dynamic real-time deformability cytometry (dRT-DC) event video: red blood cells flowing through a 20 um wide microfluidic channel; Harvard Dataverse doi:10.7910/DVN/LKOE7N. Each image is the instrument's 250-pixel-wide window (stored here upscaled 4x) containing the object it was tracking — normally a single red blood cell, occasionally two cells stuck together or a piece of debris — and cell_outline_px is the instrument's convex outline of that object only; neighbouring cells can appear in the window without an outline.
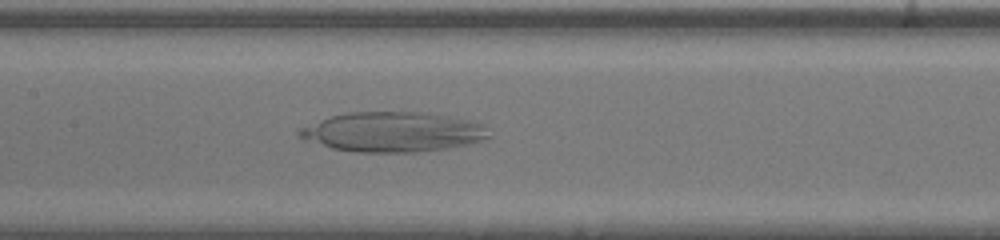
{"species": "human", "species_latin": "Homo sapiens", "temperature_condition": "warm", "stored_images_in_passage": 33, "camera_frame_rate_fps": 3000, "um_per_image_px": 0.085, "donor": {"sex": "male"}, "frame": {"image": 1, "passage_image": 12, "time_ms": 3.667, "image_size_px": [1000, 240], "cell_outline_px": [[492, 136], [480, 140], [464, 144], [444, 148], [416, 152], [360, 152], [332, 148], [304, 140], [296, 132], [300, 128], [332, 116], [344, 112], [424, 112], [444, 116], [480, 124]], "centroid_in_image_um": [33.3, 11.22], "position_along_channel_um": 174.1, "area_um2": 43.12}}
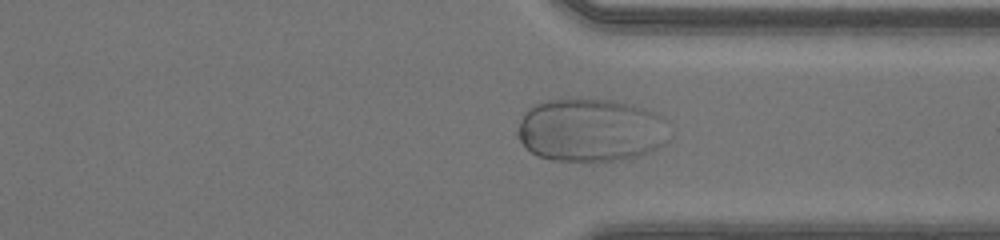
{"frame": {"image": 2, "passage_image": 25, "time_ms": 8.0, "image_size_px": [1000, 240], "cell_outline_px": [[668, 140], [664, 144], [648, 152], [636, 156], [620, 160], [552, 160], [540, 156], [532, 152], [520, 140], [516, 132], [520, 120], [524, 112], [528, 108], [536, 104], [548, 100], [608, 100], [644, 108], [656, 112]], "centroid_in_image_um": [50.14, 11.07], "position_along_channel_um": 361.3, "area_um2": 54.62}}
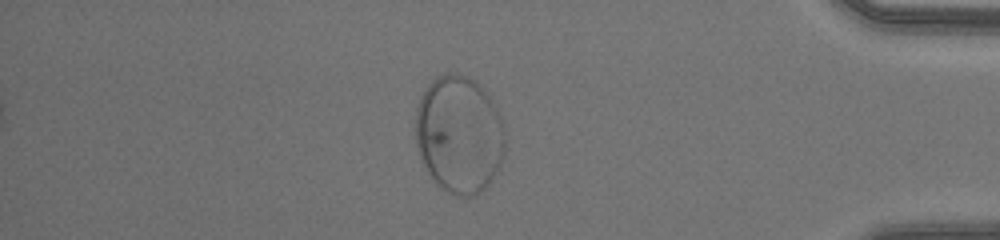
{"frame": {"image": 3, "passage_image": 30, "time_ms": 9.667, "image_size_px": [1000, 240], "cell_outline_px": [[504, 148], [500, 164], [496, 172], [488, 184], [480, 192], [464, 200], [440, 188], [432, 180], [420, 156], [416, 144], [416, 108], [420, 96], [428, 84], [436, 76], [448, 72], [456, 72], [468, 76], [476, 80], [496, 104], [504, 128]], "centroid_in_image_um": [39.02, 11.41], "position_along_channel_um": 396.2, "area_um2": 62.08}}